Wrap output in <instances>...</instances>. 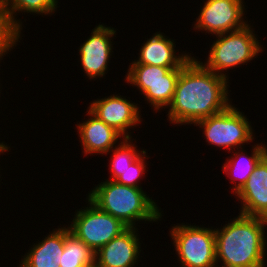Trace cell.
<instances>
[{
	"mask_svg": "<svg viewBox=\"0 0 267 267\" xmlns=\"http://www.w3.org/2000/svg\"><path fill=\"white\" fill-rule=\"evenodd\" d=\"M229 85L230 81L207 69L197 56H193L180 71L173 99L166 111L167 120L174 126H192L224 111L233 101Z\"/></svg>",
	"mask_w": 267,
	"mask_h": 267,
	"instance_id": "1",
	"label": "cell"
},
{
	"mask_svg": "<svg viewBox=\"0 0 267 267\" xmlns=\"http://www.w3.org/2000/svg\"><path fill=\"white\" fill-rule=\"evenodd\" d=\"M225 222L214 228L217 267H267V219L239 214Z\"/></svg>",
	"mask_w": 267,
	"mask_h": 267,
	"instance_id": "2",
	"label": "cell"
},
{
	"mask_svg": "<svg viewBox=\"0 0 267 267\" xmlns=\"http://www.w3.org/2000/svg\"><path fill=\"white\" fill-rule=\"evenodd\" d=\"M149 195L143 188L126 186L106 178L91 189L86 197L100 210L118 218L126 226L137 228L140 227L139 222L153 224L163 218V210Z\"/></svg>",
	"mask_w": 267,
	"mask_h": 267,
	"instance_id": "3",
	"label": "cell"
},
{
	"mask_svg": "<svg viewBox=\"0 0 267 267\" xmlns=\"http://www.w3.org/2000/svg\"><path fill=\"white\" fill-rule=\"evenodd\" d=\"M254 30L250 22L242 29L214 36L216 39L209 45L207 60L203 62L199 59L200 62L207 69L230 81L229 69L248 65L264 51L262 41Z\"/></svg>",
	"mask_w": 267,
	"mask_h": 267,
	"instance_id": "4",
	"label": "cell"
},
{
	"mask_svg": "<svg viewBox=\"0 0 267 267\" xmlns=\"http://www.w3.org/2000/svg\"><path fill=\"white\" fill-rule=\"evenodd\" d=\"M247 115L234 104L224 111L197 121L194 126L201 128L207 145L214 148L233 150L244 148L255 141L254 129Z\"/></svg>",
	"mask_w": 267,
	"mask_h": 267,
	"instance_id": "5",
	"label": "cell"
},
{
	"mask_svg": "<svg viewBox=\"0 0 267 267\" xmlns=\"http://www.w3.org/2000/svg\"><path fill=\"white\" fill-rule=\"evenodd\" d=\"M182 68L130 64L124 81L136 87L154 113H159L170 105Z\"/></svg>",
	"mask_w": 267,
	"mask_h": 267,
	"instance_id": "6",
	"label": "cell"
},
{
	"mask_svg": "<svg viewBox=\"0 0 267 267\" xmlns=\"http://www.w3.org/2000/svg\"><path fill=\"white\" fill-rule=\"evenodd\" d=\"M169 232L179 267H217L214 227L177 223Z\"/></svg>",
	"mask_w": 267,
	"mask_h": 267,
	"instance_id": "7",
	"label": "cell"
},
{
	"mask_svg": "<svg viewBox=\"0 0 267 267\" xmlns=\"http://www.w3.org/2000/svg\"><path fill=\"white\" fill-rule=\"evenodd\" d=\"M87 207L75 210L68 227L70 232L96 253L114 237L124 232L126 226L121 220L100 210L86 198Z\"/></svg>",
	"mask_w": 267,
	"mask_h": 267,
	"instance_id": "8",
	"label": "cell"
},
{
	"mask_svg": "<svg viewBox=\"0 0 267 267\" xmlns=\"http://www.w3.org/2000/svg\"><path fill=\"white\" fill-rule=\"evenodd\" d=\"M192 24L194 31L213 36L242 29L249 24L244 0H205ZM246 18V20H245Z\"/></svg>",
	"mask_w": 267,
	"mask_h": 267,
	"instance_id": "9",
	"label": "cell"
},
{
	"mask_svg": "<svg viewBox=\"0 0 267 267\" xmlns=\"http://www.w3.org/2000/svg\"><path fill=\"white\" fill-rule=\"evenodd\" d=\"M116 32L114 27L99 23L91 30V36L89 35L78 47L80 56L78 62L81 63V69L88 80L103 79L109 72L108 66L114 52L113 39L117 35Z\"/></svg>",
	"mask_w": 267,
	"mask_h": 267,
	"instance_id": "10",
	"label": "cell"
},
{
	"mask_svg": "<svg viewBox=\"0 0 267 267\" xmlns=\"http://www.w3.org/2000/svg\"><path fill=\"white\" fill-rule=\"evenodd\" d=\"M115 93V94H114ZM109 96L90 101L87 109L97 118L113 127L124 138H133L132 130L144 120L141 118V106L114 92Z\"/></svg>",
	"mask_w": 267,
	"mask_h": 267,
	"instance_id": "11",
	"label": "cell"
},
{
	"mask_svg": "<svg viewBox=\"0 0 267 267\" xmlns=\"http://www.w3.org/2000/svg\"><path fill=\"white\" fill-rule=\"evenodd\" d=\"M138 227H128L95 253L99 267H136L140 263L142 243ZM139 234V235H138ZM142 242V243H141ZM139 262V263H138ZM136 265V266H135Z\"/></svg>",
	"mask_w": 267,
	"mask_h": 267,
	"instance_id": "12",
	"label": "cell"
},
{
	"mask_svg": "<svg viewBox=\"0 0 267 267\" xmlns=\"http://www.w3.org/2000/svg\"><path fill=\"white\" fill-rule=\"evenodd\" d=\"M146 41V42H145ZM141 44L139 55L130 64H144L160 67H183L193 56L186 51L176 52V42L166 34L157 31ZM185 52V53H184Z\"/></svg>",
	"mask_w": 267,
	"mask_h": 267,
	"instance_id": "13",
	"label": "cell"
},
{
	"mask_svg": "<svg viewBox=\"0 0 267 267\" xmlns=\"http://www.w3.org/2000/svg\"><path fill=\"white\" fill-rule=\"evenodd\" d=\"M86 118L82 123L76 124L75 129L78 130V138L82 147V153L92 156L93 154L108 153L113 147L118 145L124 137L113 127L108 126L105 122L97 118L88 109L86 110ZM90 117V118H89Z\"/></svg>",
	"mask_w": 267,
	"mask_h": 267,
	"instance_id": "14",
	"label": "cell"
},
{
	"mask_svg": "<svg viewBox=\"0 0 267 267\" xmlns=\"http://www.w3.org/2000/svg\"><path fill=\"white\" fill-rule=\"evenodd\" d=\"M235 197L239 204L241 202L238 214L267 219V155L259 161Z\"/></svg>",
	"mask_w": 267,
	"mask_h": 267,
	"instance_id": "15",
	"label": "cell"
},
{
	"mask_svg": "<svg viewBox=\"0 0 267 267\" xmlns=\"http://www.w3.org/2000/svg\"><path fill=\"white\" fill-rule=\"evenodd\" d=\"M65 245V224L50 231L45 237L21 255L17 267H60Z\"/></svg>",
	"mask_w": 267,
	"mask_h": 267,
	"instance_id": "16",
	"label": "cell"
},
{
	"mask_svg": "<svg viewBox=\"0 0 267 267\" xmlns=\"http://www.w3.org/2000/svg\"><path fill=\"white\" fill-rule=\"evenodd\" d=\"M262 142L252 145L251 154H247L243 148L233 150V152H230L233 156L229 155L221 165L222 171L230 179L229 182L232 183V194L236 195L242 189L256 165L266 155V144Z\"/></svg>",
	"mask_w": 267,
	"mask_h": 267,
	"instance_id": "17",
	"label": "cell"
},
{
	"mask_svg": "<svg viewBox=\"0 0 267 267\" xmlns=\"http://www.w3.org/2000/svg\"><path fill=\"white\" fill-rule=\"evenodd\" d=\"M2 7L6 11L11 25L22 34L24 23L22 19H17L20 13H30L31 15L52 16L60 6L59 0H0Z\"/></svg>",
	"mask_w": 267,
	"mask_h": 267,
	"instance_id": "18",
	"label": "cell"
},
{
	"mask_svg": "<svg viewBox=\"0 0 267 267\" xmlns=\"http://www.w3.org/2000/svg\"><path fill=\"white\" fill-rule=\"evenodd\" d=\"M95 263V253L65 225V245L60 267H87Z\"/></svg>",
	"mask_w": 267,
	"mask_h": 267,
	"instance_id": "19",
	"label": "cell"
},
{
	"mask_svg": "<svg viewBox=\"0 0 267 267\" xmlns=\"http://www.w3.org/2000/svg\"><path fill=\"white\" fill-rule=\"evenodd\" d=\"M136 139L124 138L116 147H113L108 153L110 154L109 174L107 180H116L121 172L125 171L130 165L145 151L143 148L137 149V145L133 143ZM139 150V151H138Z\"/></svg>",
	"mask_w": 267,
	"mask_h": 267,
	"instance_id": "20",
	"label": "cell"
},
{
	"mask_svg": "<svg viewBox=\"0 0 267 267\" xmlns=\"http://www.w3.org/2000/svg\"><path fill=\"white\" fill-rule=\"evenodd\" d=\"M23 37L9 22L0 1V61L18 45Z\"/></svg>",
	"mask_w": 267,
	"mask_h": 267,
	"instance_id": "21",
	"label": "cell"
},
{
	"mask_svg": "<svg viewBox=\"0 0 267 267\" xmlns=\"http://www.w3.org/2000/svg\"><path fill=\"white\" fill-rule=\"evenodd\" d=\"M148 151H145L127 168L125 171L121 172V175L115 180L119 184L126 186H133L136 188H143L141 186V179L145 177L147 173V162L146 159H149ZM144 176V177H143Z\"/></svg>",
	"mask_w": 267,
	"mask_h": 267,
	"instance_id": "22",
	"label": "cell"
},
{
	"mask_svg": "<svg viewBox=\"0 0 267 267\" xmlns=\"http://www.w3.org/2000/svg\"><path fill=\"white\" fill-rule=\"evenodd\" d=\"M0 150H11V148L4 141L3 142L0 141Z\"/></svg>",
	"mask_w": 267,
	"mask_h": 267,
	"instance_id": "23",
	"label": "cell"
},
{
	"mask_svg": "<svg viewBox=\"0 0 267 267\" xmlns=\"http://www.w3.org/2000/svg\"><path fill=\"white\" fill-rule=\"evenodd\" d=\"M9 150H0V156H1V154L2 155H6L5 154V152L7 153ZM0 173H1V171H0ZM1 175V174H0ZM0 178H1V176H0ZM0 182H1V180H0ZM1 185V184H0Z\"/></svg>",
	"mask_w": 267,
	"mask_h": 267,
	"instance_id": "24",
	"label": "cell"
},
{
	"mask_svg": "<svg viewBox=\"0 0 267 267\" xmlns=\"http://www.w3.org/2000/svg\"><path fill=\"white\" fill-rule=\"evenodd\" d=\"M87 267H99V266L96 263H93L92 265L87 266Z\"/></svg>",
	"mask_w": 267,
	"mask_h": 267,
	"instance_id": "25",
	"label": "cell"
},
{
	"mask_svg": "<svg viewBox=\"0 0 267 267\" xmlns=\"http://www.w3.org/2000/svg\"><path fill=\"white\" fill-rule=\"evenodd\" d=\"M1 62H2V61H0V63H1ZM0 66H1V65H0ZM0 70H1V69H0ZM0 84H1V83H0ZM0 86H1V85H0ZM1 90H2V89H1V87H0V93L2 92ZM0 95H1V94H0ZM0 97H1V96H0ZM0 100H1V99H0Z\"/></svg>",
	"mask_w": 267,
	"mask_h": 267,
	"instance_id": "26",
	"label": "cell"
}]
</instances>
